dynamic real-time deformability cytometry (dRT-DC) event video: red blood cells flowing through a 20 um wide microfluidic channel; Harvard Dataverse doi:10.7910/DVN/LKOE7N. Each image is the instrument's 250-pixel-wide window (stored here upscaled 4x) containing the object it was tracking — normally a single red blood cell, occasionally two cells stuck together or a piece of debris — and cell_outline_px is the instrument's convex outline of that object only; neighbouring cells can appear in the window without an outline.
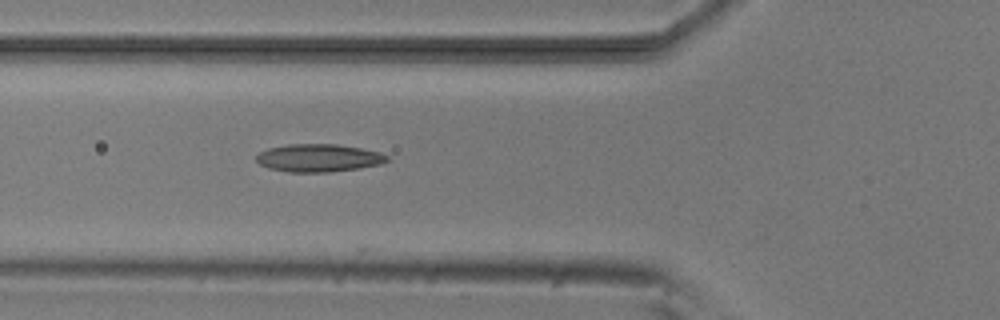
{"species": "common noctule bat (a hibernating species)", "species_latin": "Nyctalus noctula", "temperature_condition": "room temperature", "stored_images_in_passage": 3, "camera_frame_rate_fps": 3000, "um_per_image_px": 0.085, "animal": {"sex": "male", "body_mass_g": 20.5, "forearm_length_mm": 52.5}, "frame": {"image": 1, "passage_image": 3, "time_ms": 2.333, "image_size_px": [1000, 320], "cell_outline_px": [[388, 160], [380, 164], [360, 168], [332, 172], [288, 172], [268, 168], [260, 164], [256, 160], [256, 156], [260, 152], [268, 148], [288, 144], [336, 144], [360, 148], [380, 152], [388, 156]], "centroid_in_image_um": [27.07, 13.43], "position_along_channel_um": 98.7, "area_um2": 21.21}}